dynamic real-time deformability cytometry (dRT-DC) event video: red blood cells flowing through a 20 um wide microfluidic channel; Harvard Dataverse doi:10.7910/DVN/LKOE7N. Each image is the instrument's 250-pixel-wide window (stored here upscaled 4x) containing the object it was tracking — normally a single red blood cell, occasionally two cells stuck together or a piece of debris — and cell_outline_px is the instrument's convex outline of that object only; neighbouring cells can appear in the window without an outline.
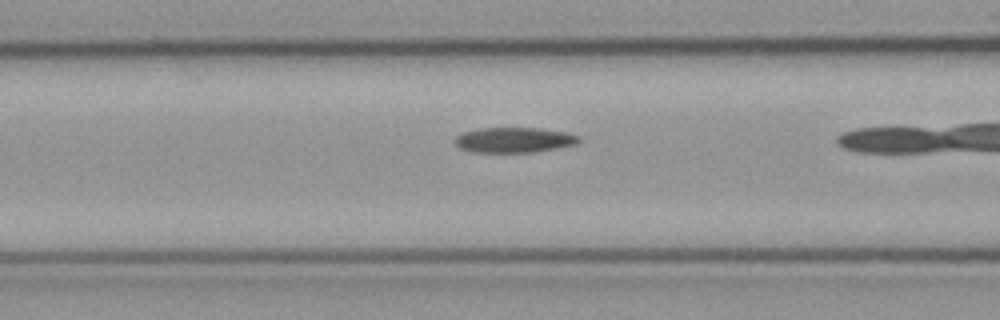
{"species": "common noctule bat (a hibernating species)", "species_latin": "Nyctalus noctula", "temperature_condition": "cold", "stored_images_in_passage": 33, "camera_frame_rate_fps": 3000, "um_per_image_px": 0.085, "animal": {"sex": "male", "body_mass_g": 23.1, "forearm_length_mm": 52.7}, "frame": {"image": 1, "passage_image": 12, "time_ms": 3.667, "image_size_px": [1000, 320], "cell_outline_px": [[580, 140], [576, 144], [536, 152], [468, 152], [460, 148], [452, 140], [456, 136], [464, 132], [480, 128], [540, 128], [564, 132], [580, 136]], "centroid_in_image_um": [43.66, 11.9], "position_along_channel_um": 122.9, "area_um2": 18.26}}
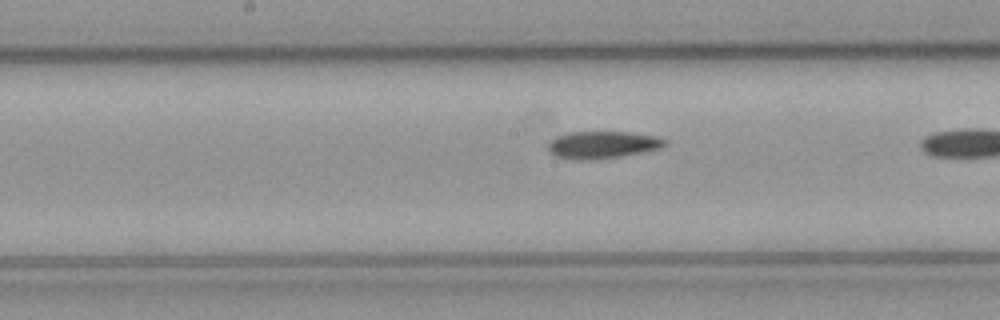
{"frame": {"image": 2, "passage_image": 18, "time_ms": 5.667, "image_size_px": [1000, 320], "cell_outline_px": [[668, 144], [660, 148], [640, 152], [616, 156], [556, 156], [548, 148], [548, 144], [556, 136], [564, 132], [628, 132], [656, 136], [668, 140]], "centroid_in_image_um": [51.3, 12.22], "position_along_channel_um": 196.9, "area_um2": 17.28}}
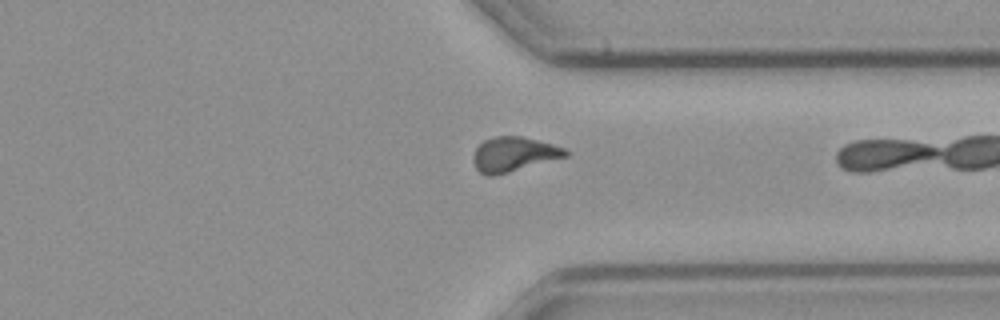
{"frame": {"image": 3, "passage_image": 32, "time_ms": 10.333, "image_size_px": [1000, 320], "cell_outline_px": [[568, 156], [508, 172], [492, 176], [484, 176], [476, 168], [472, 160], [472, 156], [476, 148], [484, 140], [496, 136], [520, 136], [552, 144], [564, 148], [568, 152]], "centroid_in_image_um": [43.63, 13.12], "position_along_channel_um": 367.8, "area_um2": 18.44}}